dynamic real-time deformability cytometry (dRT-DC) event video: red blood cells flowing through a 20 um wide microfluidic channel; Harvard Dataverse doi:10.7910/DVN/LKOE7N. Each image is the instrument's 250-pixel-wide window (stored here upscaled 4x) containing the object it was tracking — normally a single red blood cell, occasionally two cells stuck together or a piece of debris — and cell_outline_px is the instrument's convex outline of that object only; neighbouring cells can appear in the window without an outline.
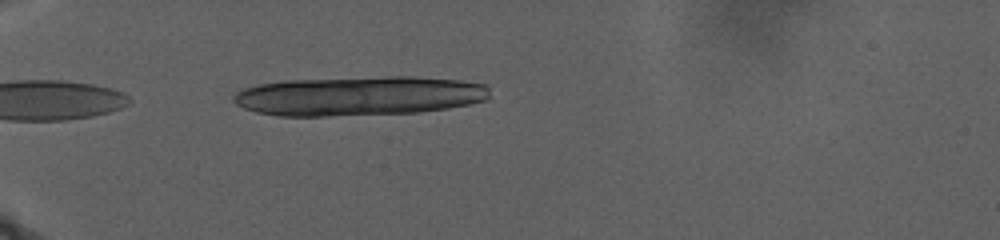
{"species": "human", "species_latin": "Homo sapiens", "temperature_condition": "warm", "stored_images_in_passage": 6, "camera_frame_rate_fps": 3000, "um_per_image_px": 0.085, "donor": {"sex": "male"}, "frame": {"image": 1, "passage_image": 1, "time_ms": 0.0, "image_size_px": [1000, 240], "cell_outline_px": [[488, 100], [472, 104], [448, 108], [416, 112], [328, 116], [280, 116], [256, 112], [244, 108], [236, 104], [232, 100], [232, 96], [236, 92], [244, 88], [260, 84], [284, 80], [388, 76], [412, 76], [460, 80], [488, 84]], "centroid_in_image_um": [30.53, 8.14], "position_along_channel_um": 54.5, "area_um2": 59.19}}